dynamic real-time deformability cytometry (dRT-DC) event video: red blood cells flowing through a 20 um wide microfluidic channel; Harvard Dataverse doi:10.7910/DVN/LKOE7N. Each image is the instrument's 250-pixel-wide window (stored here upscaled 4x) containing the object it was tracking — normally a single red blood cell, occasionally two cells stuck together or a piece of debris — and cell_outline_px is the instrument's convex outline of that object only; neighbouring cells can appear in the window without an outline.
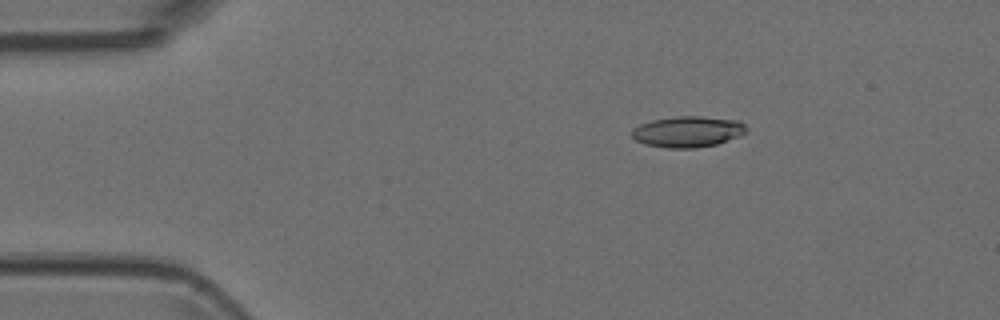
{"species": "Egyptian fruit bat (a non-hibernating species)", "species_latin": "Rousettus aegyptiacus", "temperature_condition": "room temperature", "stored_images_in_passage": 6, "camera_frame_rate_fps": 3000, "um_per_image_px": 0.085, "animal": {"sex": "female"}, "frame": {"image": 1, "passage_image": 3, "time_ms": 0.667, "image_size_px": [1000, 320], "cell_outline_px": [[748, 132], [740, 136], [716, 144], [696, 148], [668, 148], [644, 144], [636, 140], [632, 136], [632, 128], [640, 124], [652, 120], [676, 116], [700, 116], [740, 120], [748, 128]], "centroid_in_image_um": [58.49, 11.19], "position_along_channel_um": 26.5, "area_um2": 20.87}}
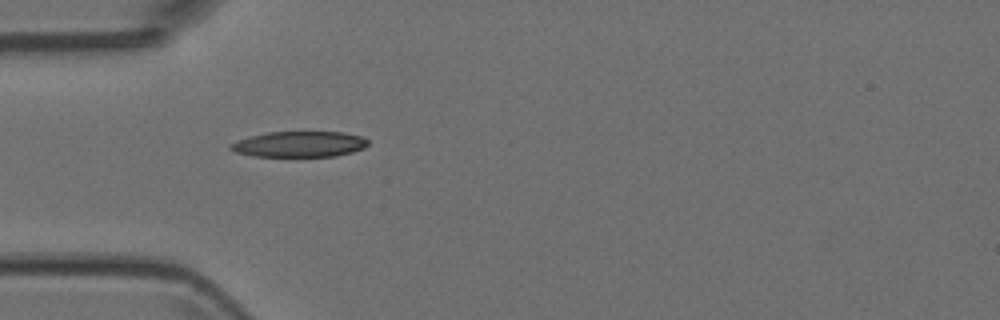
{"frame": {"image": 2, "passage_image": 5, "time_ms": 1.333, "image_size_px": [1000, 320], "cell_outline_px": [[368, 144], [364, 148], [352, 152], [336, 156], [252, 156], [236, 152], [228, 148], [228, 144], [236, 140], [268, 132], [344, 132], [364, 136], [368, 140]], "centroid_in_image_um": [25.46, 12.25], "position_along_channel_um": 59.5, "area_um2": 20.69}}
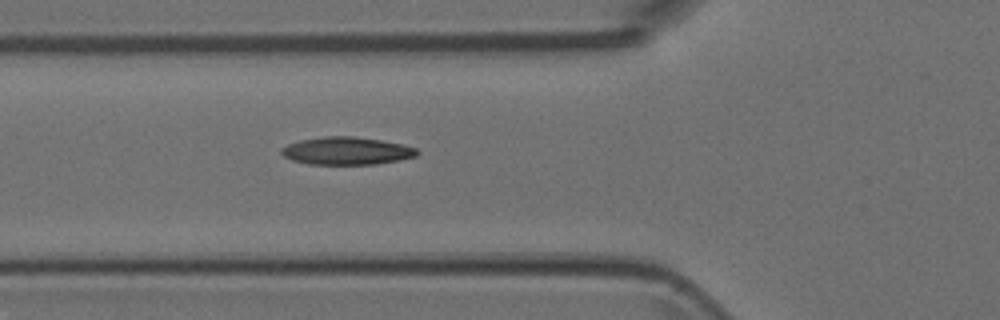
{"frame": {"image": 3, "passage_image": 6, "time_ms": 1.667, "image_size_px": [1000, 320], "cell_outline_px": [[420, 152], [416, 156], [400, 160], [376, 164], [308, 164], [292, 160], [284, 156], [280, 152], [280, 148], [288, 144], [300, 140], [324, 136], [352, 136], [380, 140], [400, 144], [416, 148]], "centroid_in_image_um": [29.44, 12.82], "position_along_channel_um": 96.4, "area_um2": 21.85}}